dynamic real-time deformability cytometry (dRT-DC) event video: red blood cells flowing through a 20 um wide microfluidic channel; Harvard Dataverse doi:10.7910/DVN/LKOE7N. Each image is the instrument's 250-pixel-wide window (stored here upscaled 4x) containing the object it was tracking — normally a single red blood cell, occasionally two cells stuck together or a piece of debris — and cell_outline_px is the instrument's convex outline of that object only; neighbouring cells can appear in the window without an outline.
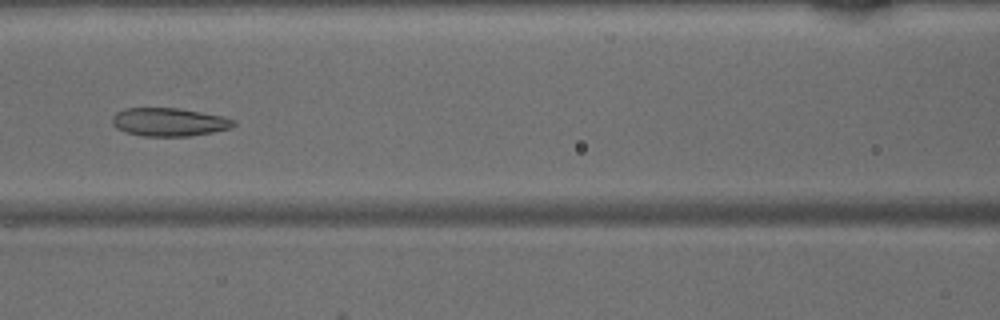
{"species": "common noctule bat (a hibernating species)", "species_latin": "Nyctalus noctula", "temperature_condition": "warm", "stored_images_in_passage": 48, "camera_frame_rate_fps": 3000, "um_per_image_px": 0.085, "animal": {"sex": "male", "body_mass_g": 15.6}, "frame": {"image": 1, "passage_image": 21, "time_ms": 6.667, "image_size_px": [1000, 320], "cell_outline_px": [[236, 124], [228, 128], [212, 132], [188, 136], [140, 136], [116, 128], [112, 124], [112, 116], [116, 112], [124, 108], [180, 108], [224, 116], [236, 120]], "centroid_in_image_um": [14.36, 10.36], "position_along_channel_um": 152.2, "area_um2": 20.06}}
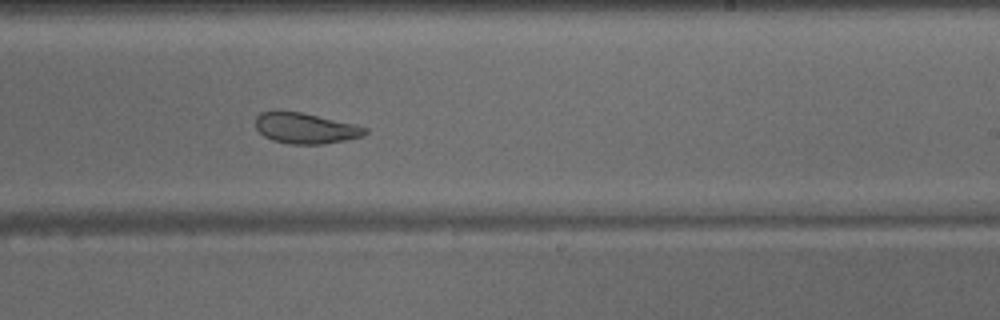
{"frame": {"image": 2, "passage_image": 29, "time_ms": 9.333, "image_size_px": [1000, 320], "cell_outline_px": [[368, 132], [364, 136], [324, 144], [292, 144], [272, 140], [264, 136], [256, 128], [256, 116], [260, 112], [300, 112], [356, 124], [368, 128]], "centroid_in_image_um": [26.0, 10.91], "position_along_channel_um": 263.0, "area_um2": 19.42}}
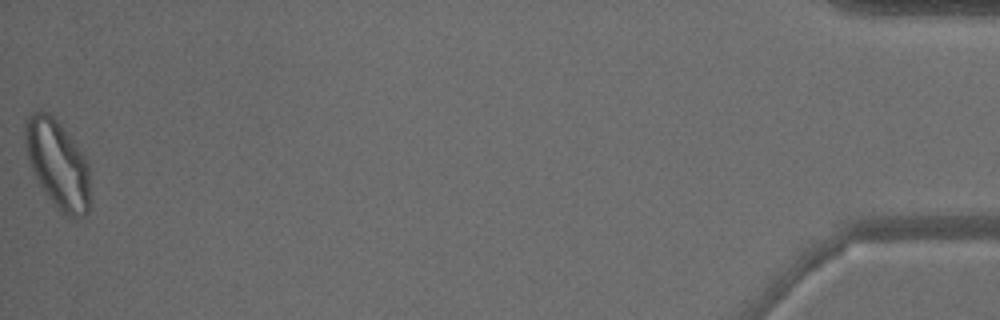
{"frame": {"image": 3, "passage_image": 48, "time_ms": 15.667, "image_size_px": [1000, 320], "cell_outline_px": [[88, 212], [84, 216], [72, 220], [60, 212], [44, 192], [36, 180], [24, 148], [24, 124], [28, 116], [32, 112], [40, 108], [48, 112], [60, 124], [72, 140], [88, 164]], "centroid_in_image_um": [4.84, 13.95], "position_along_channel_um": 430.4, "area_um2": 33.41}}